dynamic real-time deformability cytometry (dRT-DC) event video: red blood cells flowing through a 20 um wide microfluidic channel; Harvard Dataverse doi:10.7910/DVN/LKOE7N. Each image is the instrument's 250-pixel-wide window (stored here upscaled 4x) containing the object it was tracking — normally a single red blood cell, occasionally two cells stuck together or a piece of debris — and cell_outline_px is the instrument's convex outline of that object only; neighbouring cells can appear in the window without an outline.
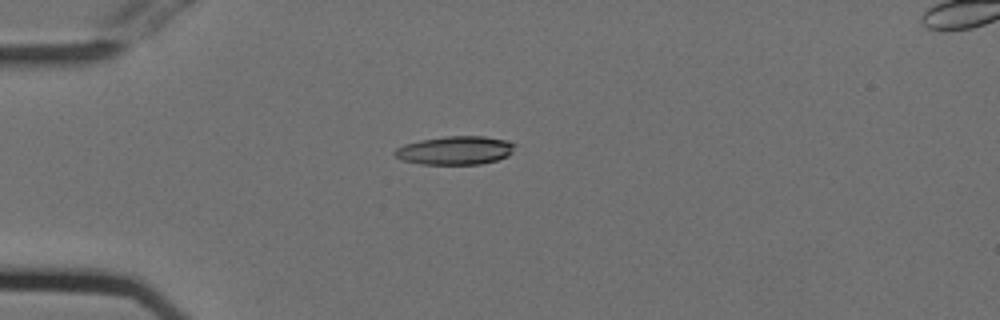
{"species": "Egyptian fruit bat (a non-hibernating species)", "species_latin": "Rousettus aegyptiacus", "temperature_condition": "cold", "stored_images_in_passage": 20, "camera_frame_rate_fps": 3000, "um_per_image_px": 0.085, "animal": {"sex": "female"}, "frame": {"image": 1, "passage_image": 15, "time_ms": 4.667, "image_size_px": [1000, 320], "cell_outline_px": [[516, 144], [512, 152], [508, 156], [496, 160], [480, 164], [420, 164], [400, 160], [392, 152], [396, 148], [404, 144], [420, 140], [444, 136], [484, 136], [504, 140]], "centroid_in_image_um": [38.66, 12.78], "position_along_channel_um": 46.3, "area_um2": 20.0}}